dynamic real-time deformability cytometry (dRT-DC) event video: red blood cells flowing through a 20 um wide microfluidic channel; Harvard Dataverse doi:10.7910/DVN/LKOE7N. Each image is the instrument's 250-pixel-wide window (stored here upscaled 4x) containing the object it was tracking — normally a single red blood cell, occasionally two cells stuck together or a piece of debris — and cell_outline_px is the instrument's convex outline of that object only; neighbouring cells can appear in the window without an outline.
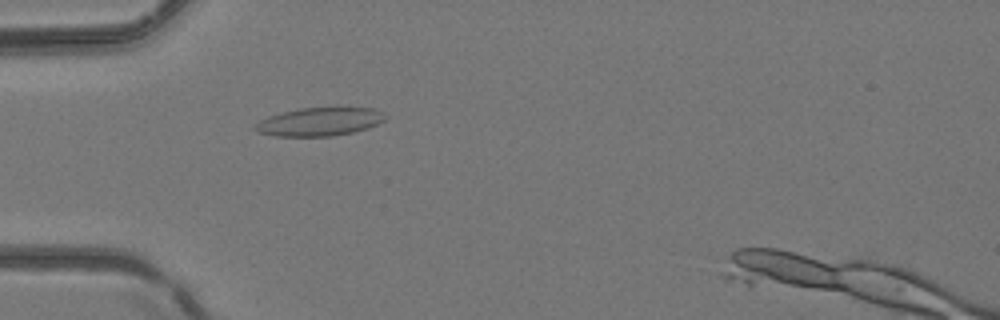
{"species": "common noctule bat (a hibernating species)", "species_latin": "Nyctalus noctula", "temperature_condition": "room temperature", "stored_images_in_passage": 2, "camera_frame_rate_fps": 3000, "um_per_image_px": 0.085, "animal": {"sex": "female", "body_mass_g": 24.6, "forearm_length_mm": 56.2}, "frame": {"image": 1, "passage_image": 1, "time_ms": 0.0, "image_size_px": [1000, 320], "cell_outline_px": [[388, 116], [384, 120], [368, 128], [352, 132], [332, 136], [276, 136], [256, 132], [252, 128], [260, 120], [268, 116], [300, 108], [336, 104], [372, 108], [384, 112]], "centroid_in_image_um": [27.22, 10.29], "position_along_channel_um": 57.8, "area_um2": 22.43}}